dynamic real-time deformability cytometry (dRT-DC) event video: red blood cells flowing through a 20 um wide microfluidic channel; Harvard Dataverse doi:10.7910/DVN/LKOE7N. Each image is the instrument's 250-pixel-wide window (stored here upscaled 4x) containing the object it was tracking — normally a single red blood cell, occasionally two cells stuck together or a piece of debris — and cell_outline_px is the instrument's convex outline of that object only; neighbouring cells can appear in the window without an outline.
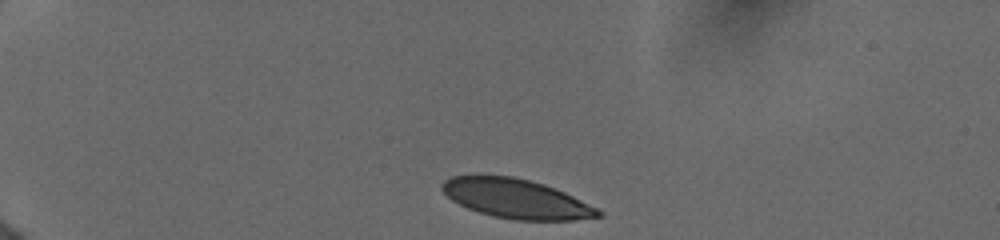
{"species": "human", "species_latin": "Homo sapiens", "temperature_condition": "cold", "stored_images_in_passage": 52, "camera_frame_rate_fps": 3000, "um_per_image_px": 0.085, "donor": {"sex": "female"}, "frame": {"image": 1, "passage_image": 1, "time_ms": 0.0, "image_size_px": [1000, 240], "cell_outline_px": [[604, 216], [572, 220], [516, 220], [492, 216], [468, 208], [452, 200], [440, 188], [440, 184], [444, 180], [452, 176], [476, 172], [512, 176], [544, 184], [564, 192], [604, 212]], "centroid_in_image_um": [43.8, 16.85], "position_along_channel_um": 41.2, "area_um2": 36.24}}
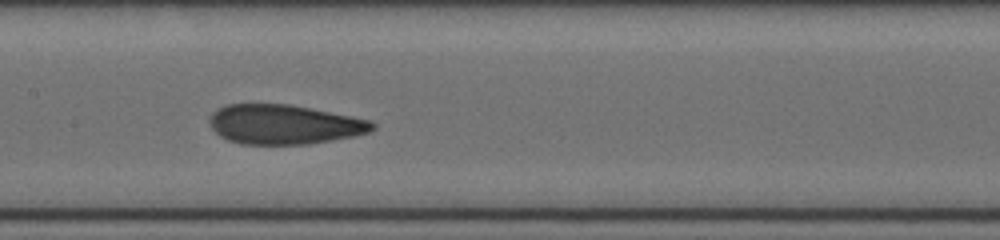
{"frame": {"image": 2, "passage_image": 28, "time_ms": 5.333, "image_size_px": [1000, 240], "cell_outline_px": [[376, 128], [368, 132], [352, 136], [332, 140], [308, 144], [240, 144], [228, 140], [220, 136], [208, 124], [208, 120], [212, 112], [216, 108], [228, 104], [288, 104], [368, 120], [376, 124]], "centroid_in_image_um": [24.08, 10.58], "position_along_channel_um": 183.3, "area_um2": 37.28}}
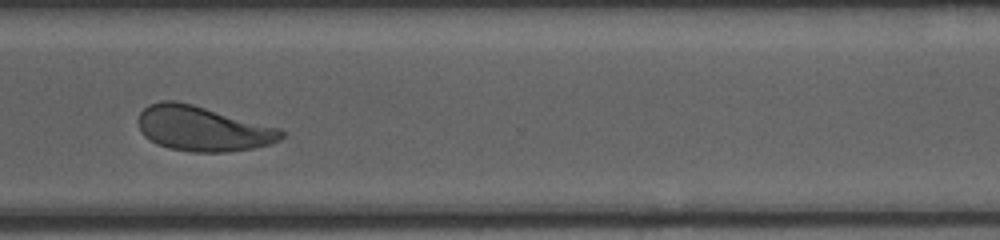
{"frame": {"image": 3, "passage_image": 51, "time_ms": 9.667, "image_size_px": [1000, 240], "cell_outline_px": [[284, 136], [280, 140], [268, 144], [252, 148], [228, 152], [192, 152], [168, 148], [156, 144], [144, 136], [140, 132], [136, 120], [140, 112], [148, 104], [160, 100], [176, 100], [192, 104], [280, 128], [284, 132]], "centroid_in_image_um": [17.17, 10.93], "position_along_channel_um": 353.4, "area_um2": 37.74}}